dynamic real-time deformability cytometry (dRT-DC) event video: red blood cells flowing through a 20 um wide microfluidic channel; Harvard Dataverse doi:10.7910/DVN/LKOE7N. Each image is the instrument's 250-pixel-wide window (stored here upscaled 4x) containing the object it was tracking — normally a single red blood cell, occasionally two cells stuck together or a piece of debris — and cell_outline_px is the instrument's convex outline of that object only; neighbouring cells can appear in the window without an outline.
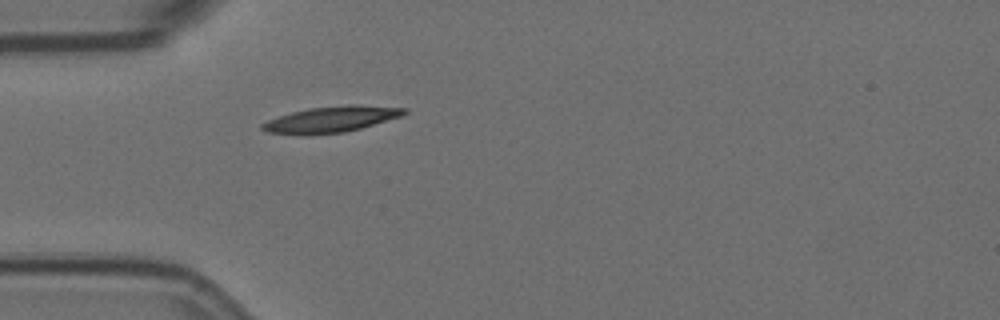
{"species": "Egyptian fruit bat (a non-hibernating species)", "species_latin": "Rousettus aegyptiacus", "temperature_condition": "room temperature", "stored_images_in_passage": 1, "camera_frame_rate_fps": 3000, "um_per_image_px": 0.085, "animal": {"sex": "female"}, "frame": {"image": 1, "passage_image": 1, "time_ms": 0.0, "image_size_px": [1000, 320], "cell_outline_px": [[408, 112], [400, 116], [360, 128], [344, 132], [268, 132], [260, 128], [260, 124], [268, 120], [292, 112], [308, 108], [348, 104], [356, 104], [408, 108]], "centroid_in_image_um": [28.24, 10.08], "position_along_channel_um": 56.8, "area_um2": 20.52}}